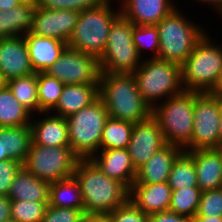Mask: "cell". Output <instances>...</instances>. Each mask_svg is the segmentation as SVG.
Instances as JSON below:
<instances>
[{
  "mask_svg": "<svg viewBox=\"0 0 222 222\" xmlns=\"http://www.w3.org/2000/svg\"><path fill=\"white\" fill-rule=\"evenodd\" d=\"M48 201L11 200V219L16 222H41Z\"/></svg>",
  "mask_w": 222,
  "mask_h": 222,
  "instance_id": "e575fe53",
  "label": "cell"
},
{
  "mask_svg": "<svg viewBox=\"0 0 222 222\" xmlns=\"http://www.w3.org/2000/svg\"><path fill=\"white\" fill-rule=\"evenodd\" d=\"M4 83H5V82L3 81L2 76H1V74H0V87L3 86Z\"/></svg>",
  "mask_w": 222,
  "mask_h": 222,
  "instance_id": "f907efd6",
  "label": "cell"
},
{
  "mask_svg": "<svg viewBox=\"0 0 222 222\" xmlns=\"http://www.w3.org/2000/svg\"><path fill=\"white\" fill-rule=\"evenodd\" d=\"M109 214L113 222H148V215L143 213L130 200Z\"/></svg>",
  "mask_w": 222,
  "mask_h": 222,
  "instance_id": "f35d334b",
  "label": "cell"
},
{
  "mask_svg": "<svg viewBox=\"0 0 222 222\" xmlns=\"http://www.w3.org/2000/svg\"><path fill=\"white\" fill-rule=\"evenodd\" d=\"M64 84L45 72H37V92L40 113L51 112L57 105Z\"/></svg>",
  "mask_w": 222,
  "mask_h": 222,
  "instance_id": "1f68e13d",
  "label": "cell"
},
{
  "mask_svg": "<svg viewBox=\"0 0 222 222\" xmlns=\"http://www.w3.org/2000/svg\"><path fill=\"white\" fill-rule=\"evenodd\" d=\"M192 222H222V216H194Z\"/></svg>",
  "mask_w": 222,
  "mask_h": 222,
  "instance_id": "bcb514c9",
  "label": "cell"
},
{
  "mask_svg": "<svg viewBox=\"0 0 222 222\" xmlns=\"http://www.w3.org/2000/svg\"><path fill=\"white\" fill-rule=\"evenodd\" d=\"M84 213H110L129 200V189L120 181L108 177L91 159H79L75 169Z\"/></svg>",
  "mask_w": 222,
  "mask_h": 222,
  "instance_id": "6da1fadb",
  "label": "cell"
},
{
  "mask_svg": "<svg viewBox=\"0 0 222 222\" xmlns=\"http://www.w3.org/2000/svg\"><path fill=\"white\" fill-rule=\"evenodd\" d=\"M11 200L8 196H0V222L11 219Z\"/></svg>",
  "mask_w": 222,
  "mask_h": 222,
  "instance_id": "b9f144b4",
  "label": "cell"
},
{
  "mask_svg": "<svg viewBox=\"0 0 222 222\" xmlns=\"http://www.w3.org/2000/svg\"><path fill=\"white\" fill-rule=\"evenodd\" d=\"M195 216H222V187L201 193Z\"/></svg>",
  "mask_w": 222,
  "mask_h": 222,
  "instance_id": "8d00e7d4",
  "label": "cell"
},
{
  "mask_svg": "<svg viewBox=\"0 0 222 222\" xmlns=\"http://www.w3.org/2000/svg\"><path fill=\"white\" fill-rule=\"evenodd\" d=\"M121 15L134 25H157L176 7L174 0H119Z\"/></svg>",
  "mask_w": 222,
  "mask_h": 222,
  "instance_id": "2e32d148",
  "label": "cell"
},
{
  "mask_svg": "<svg viewBox=\"0 0 222 222\" xmlns=\"http://www.w3.org/2000/svg\"><path fill=\"white\" fill-rule=\"evenodd\" d=\"M80 12L76 10H47L36 5L30 33L68 42Z\"/></svg>",
  "mask_w": 222,
  "mask_h": 222,
  "instance_id": "4fadbf2b",
  "label": "cell"
},
{
  "mask_svg": "<svg viewBox=\"0 0 222 222\" xmlns=\"http://www.w3.org/2000/svg\"><path fill=\"white\" fill-rule=\"evenodd\" d=\"M38 115L31 118L32 142L49 147H70L66 118L51 112Z\"/></svg>",
  "mask_w": 222,
  "mask_h": 222,
  "instance_id": "e0dca14e",
  "label": "cell"
},
{
  "mask_svg": "<svg viewBox=\"0 0 222 222\" xmlns=\"http://www.w3.org/2000/svg\"><path fill=\"white\" fill-rule=\"evenodd\" d=\"M183 12L176 7L156 25L159 36L158 59L174 62L180 66L207 32L205 26L197 24L195 19L191 20Z\"/></svg>",
  "mask_w": 222,
  "mask_h": 222,
  "instance_id": "3957f363",
  "label": "cell"
},
{
  "mask_svg": "<svg viewBox=\"0 0 222 222\" xmlns=\"http://www.w3.org/2000/svg\"><path fill=\"white\" fill-rule=\"evenodd\" d=\"M34 72H45L61 56L68 46L66 42L52 37H42L30 32L23 35Z\"/></svg>",
  "mask_w": 222,
  "mask_h": 222,
  "instance_id": "7402d4cb",
  "label": "cell"
},
{
  "mask_svg": "<svg viewBox=\"0 0 222 222\" xmlns=\"http://www.w3.org/2000/svg\"><path fill=\"white\" fill-rule=\"evenodd\" d=\"M113 3H117V7ZM120 15L119 3L114 1H106L99 7L81 11L67 42L68 47L99 60L106 47L111 25Z\"/></svg>",
  "mask_w": 222,
  "mask_h": 222,
  "instance_id": "5b68a950",
  "label": "cell"
},
{
  "mask_svg": "<svg viewBox=\"0 0 222 222\" xmlns=\"http://www.w3.org/2000/svg\"><path fill=\"white\" fill-rule=\"evenodd\" d=\"M10 159L8 153H4V145H3V127H0V161Z\"/></svg>",
  "mask_w": 222,
  "mask_h": 222,
  "instance_id": "7dc6e473",
  "label": "cell"
},
{
  "mask_svg": "<svg viewBox=\"0 0 222 222\" xmlns=\"http://www.w3.org/2000/svg\"><path fill=\"white\" fill-rule=\"evenodd\" d=\"M134 123L109 117L102 131L100 150L128 147Z\"/></svg>",
  "mask_w": 222,
  "mask_h": 222,
  "instance_id": "f546056e",
  "label": "cell"
},
{
  "mask_svg": "<svg viewBox=\"0 0 222 222\" xmlns=\"http://www.w3.org/2000/svg\"><path fill=\"white\" fill-rule=\"evenodd\" d=\"M50 183L35 177L22 167L10 186V200L49 201Z\"/></svg>",
  "mask_w": 222,
  "mask_h": 222,
  "instance_id": "d4e9b609",
  "label": "cell"
},
{
  "mask_svg": "<svg viewBox=\"0 0 222 222\" xmlns=\"http://www.w3.org/2000/svg\"><path fill=\"white\" fill-rule=\"evenodd\" d=\"M133 76L143 99L154 107L169 97L183 92L181 66L158 58H146Z\"/></svg>",
  "mask_w": 222,
  "mask_h": 222,
  "instance_id": "8992f818",
  "label": "cell"
},
{
  "mask_svg": "<svg viewBox=\"0 0 222 222\" xmlns=\"http://www.w3.org/2000/svg\"><path fill=\"white\" fill-rule=\"evenodd\" d=\"M166 144L163 132L152 116L134 124L127 150L135 169L145 164Z\"/></svg>",
  "mask_w": 222,
  "mask_h": 222,
  "instance_id": "5bb4252c",
  "label": "cell"
},
{
  "mask_svg": "<svg viewBox=\"0 0 222 222\" xmlns=\"http://www.w3.org/2000/svg\"><path fill=\"white\" fill-rule=\"evenodd\" d=\"M193 2H197L202 6L205 5V7L207 6L208 8H211L213 10L215 9V14H218V17L219 15H221L220 19L222 18V0H194Z\"/></svg>",
  "mask_w": 222,
  "mask_h": 222,
  "instance_id": "7bdbcfd3",
  "label": "cell"
},
{
  "mask_svg": "<svg viewBox=\"0 0 222 222\" xmlns=\"http://www.w3.org/2000/svg\"><path fill=\"white\" fill-rule=\"evenodd\" d=\"M221 103L217 94L194 91L193 132L184 151L219 148Z\"/></svg>",
  "mask_w": 222,
  "mask_h": 222,
  "instance_id": "8fae6325",
  "label": "cell"
},
{
  "mask_svg": "<svg viewBox=\"0 0 222 222\" xmlns=\"http://www.w3.org/2000/svg\"><path fill=\"white\" fill-rule=\"evenodd\" d=\"M134 24L120 15L111 25L106 47L99 58L101 72L133 74L142 58L133 44Z\"/></svg>",
  "mask_w": 222,
  "mask_h": 222,
  "instance_id": "9c48e42d",
  "label": "cell"
},
{
  "mask_svg": "<svg viewBox=\"0 0 222 222\" xmlns=\"http://www.w3.org/2000/svg\"><path fill=\"white\" fill-rule=\"evenodd\" d=\"M201 193L199 187L173 190L168 210L192 219L198 211Z\"/></svg>",
  "mask_w": 222,
  "mask_h": 222,
  "instance_id": "d6a6232c",
  "label": "cell"
},
{
  "mask_svg": "<svg viewBox=\"0 0 222 222\" xmlns=\"http://www.w3.org/2000/svg\"><path fill=\"white\" fill-rule=\"evenodd\" d=\"M218 96H219V98H220L221 101H222V92H221Z\"/></svg>",
  "mask_w": 222,
  "mask_h": 222,
  "instance_id": "f5cc1de1",
  "label": "cell"
},
{
  "mask_svg": "<svg viewBox=\"0 0 222 222\" xmlns=\"http://www.w3.org/2000/svg\"><path fill=\"white\" fill-rule=\"evenodd\" d=\"M87 222H113L109 213L91 214L86 216Z\"/></svg>",
  "mask_w": 222,
  "mask_h": 222,
  "instance_id": "ee69618b",
  "label": "cell"
},
{
  "mask_svg": "<svg viewBox=\"0 0 222 222\" xmlns=\"http://www.w3.org/2000/svg\"><path fill=\"white\" fill-rule=\"evenodd\" d=\"M148 222H192V220L189 217L167 210L149 215Z\"/></svg>",
  "mask_w": 222,
  "mask_h": 222,
  "instance_id": "60d3db41",
  "label": "cell"
},
{
  "mask_svg": "<svg viewBox=\"0 0 222 222\" xmlns=\"http://www.w3.org/2000/svg\"><path fill=\"white\" fill-rule=\"evenodd\" d=\"M194 91H183L152 108V117L161 128L166 143L183 148L193 132Z\"/></svg>",
  "mask_w": 222,
  "mask_h": 222,
  "instance_id": "ba28073f",
  "label": "cell"
},
{
  "mask_svg": "<svg viewBox=\"0 0 222 222\" xmlns=\"http://www.w3.org/2000/svg\"><path fill=\"white\" fill-rule=\"evenodd\" d=\"M22 167L23 164L12 159L0 161V196H8L15 175Z\"/></svg>",
  "mask_w": 222,
  "mask_h": 222,
  "instance_id": "ab89813d",
  "label": "cell"
},
{
  "mask_svg": "<svg viewBox=\"0 0 222 222\" xmlns=\"http://www.w3.org/2000/svg\"><path fill=\"white\" fill-rule=\"evenodd\" d=\"M222 146V103H221V116L219 121V147Z\"/></svg>",
  "mask_w": 222,
  "mask_h": 222,
  "instance_id": "681fc988",
  "label": "cell"
},
{
  "mask_svg": "<svg viewBox=\"0 0 222 222\" xmlns=\"http://www.w3.org/2000/svg\"><path fill=\"white\" fill-rule=\"evenodd\" d=\"M45 73L66 84H99V60L92 55L66 47Z\"/></svg>",
  "mask_w": 222,
  "mask_h": 222,
  "instance_id": "7c38bea8",
  "label": "cell"
},
{
  "mask_svg": "<svg viewBox=\"0 0 222 222\" xmlns=\"http://www.w3.org/2000/svg\"><path fill=\"white\" fill-rule=\"evenodd\" d=\"M222 92V69L220 71L219 78L217 80L215 88L211 91V93L219 95Z\"/></svg>",
  "mask_w": 222,
  "mask_h": 222,
  "instance_id": "c3c4849f",
  "label": "cell"
},
{
  "mask_svg": "<svg viewBox=\"0 0 222 222\" xmlns=\"http://www.w3.org/2000/svg\"><path fill=\"white\" fill-rule=\"evenodd\" d=\"M35 73L24 36L0 38V74L4 82Z\"/></svg>",
  "mask_w": 222,
  "mask_h": 222,
  "instance_id": "9a60e30c",
  "label": "cell"
},
{
  "mask_svg": "<svg viewBox=\"0 0 222 222\" xmlns=\"http://www.w3.org/2000/svg\"><path fill=\"white\" fill-rule=\"evenodd\" d=\"M108 177L123 183L128 189L135 182V169L127 148L99 150L90 158Z\"/></svg>",
  "mask_w": 222,
  "mask_h": 222,
  "instance_id": "ac0fdd59",
  "label": "cell"
},
{
  "mask_svg": "<svg viewBox=\"0 0 222 222\" xmlns=\"http://www.w3.org/2000/svg\"><path fill=\"white\" fill-rule=\"evenodd\" d=\"M215 41L207 31L181 65L184 91L211 92L215 88L222 69V44Z\"/></svg>",
  "mask_w": 222,
  "mask_h": 222,
  "instance_id": "277c9868",
  "label": "cell"
},
{
  "mask_svg": "<svg viewBox=\"0 0 222 222\" xmlns=\"http://www.w3.org/2000/svg\"><path fill=\"white\" fill-rule=\"evenodd\" d=\"M132 39L138 54L143 60L146 58H158L159 36L156 25H134ZM148 50L152 55L148 54V57H146Z\"/></svg>",
  "mask_w": 222,
  "mask_h": 222,
  "instance_id": "836d02e7",
  "label": "cell"
},
{
  "mask_svg": "<svg viewBox=\"0 0 222 222\" xmlns=\"http://www.w3.org/2000/svg\"><path fill=\"white\" fill-rule=\"evenodd\" d=\"M107 0H36V5L47 10L83 11L101 6Z\"/></svg>",
  "mask_w": 222,
  "mask_h": 222,
  "instance_id": "d590c367",
  "label": "cell"
},
{
  "mask_svg": "<svg viewBox=\"0 0 222 222\" xmlns=\"http://www.w3.org/2000/svg\"><path fill=\"white\" fill-rule=\"evenodd\" d=\"M32 142L30 125L3 127L4 153L10 159L24 164Z\"/></svg>",
  "mask_w": 222,
  "mask_h": 222,
  "instance_id": "4316f807",
  "label": "cell"
},
{
  "mask_svg": "<svg viewBox=\"0 0 222 222\" xmlns=\"http://www.w3.org/2000/svg\"><path fill=\"white\" fill-rule=\"evenodd\" d=\"M85 217L84 209L47 206L41 222H82Z\"/></svg>",
  "mask_w": 222,
  "mask_h": 222,
  "instance_id": "74e56055",
  "label": "cell"
},
{
  "mask_svg": "<svg viewBox=\"0 0 222 222\" xmlns=\"http://www.w3.org/2000/svg\"><path fill=\"white\" fill-rule=\"evenodd\" d=\"M48 206L84 209L80 185L74 176L50 184Z\"/></svg>",
  "mask_w": 222,
  "mask_h": 222,
  "instance_id": "484cf974",
  "label": "cell"
},
{
  "mask_svg": "<svg viewBox=\"0 0 222 222\" xmlns=\"http://www.w3.org/2000/svg\"><path fill=\"white\" fill-rule=\"evenodd\" d=\"M195 163L197 184L207 191L222 187V152L220 148L187 151Z\"/></svg>",
  "mask_w": 222,
  "mask_h": 222,
  "instance_id": "44dd1931",
  "label": "cell"
},
{
  "mask_svg": "<svg viewBox=\"0 0 222 222\" xmlns=\"http://www.w3.org/2000/svg\"><path fill=\"white\" fill-rule=\"evenodd\" d=\"M172 191L168 182L133 184L129 189V200L149 216L169 209Z\"/></svg>",
  "mask_w": 222,
  "mask_h": 222,
  "instance_id": "ffe728a7",
  "label": "cell"
},
{
  "mask_svg": "<svg viewBox=\"0 0 222 222\" xmlns=\"http://www.w3.org/2000/svg\"><path fill=\"white\" fill-rule=\"evenodd\" d=\"M32 115L4 84L0 87V127L30 125Z\"/></svg>",
  "mask_w": 222,
  "mask_h": 222,
  "instance_id": "f1b7e54d",
  "label": "cell"
},
{
  "mask_svg": "<svg viewBox=\"0 0 222 222\" xmlns=\"http://www.w3.org/2000/svg\"><path fill=\"white\" fill-rule=\"evenodd\" d=\"M168 184L172 190L185 187H198L193 157L182 151L174 160L169 174Z\"/></svg>",
  "mask_w": 222,
  "mask_h": 222,
  "instance_id": "4dcf8cb0",
  "label": "cell"
},
{
  "mask_svg": "<svg viewBox=\"0 0 222 222\" xmlns=\"http://www.w3.org/2000/svg\"><path fill=\"white\" fill-rule=\"evenodd\" d=\"M24 0H0V10L12 9L20 5Z\"/></svg>",
  "mask_w": 222,
  "mask_h": 222,
  "instance_id": "f6af8a7d",
  "label": "cell"
},
{
  "mask_svg": "<svg viewBox=\"0 0 222 222\" xmlns=\"http://www.w3.org/2000/svg\"><path fill=\"white\" fill-rule=\"evenodd\" d=\"M99 97L114 119L136 124L152 116V107L140 95L133 74L101 72Z\"/></svg>",
  "mask_w": 222,
  "mask_h": 222,
  "instance_id": "7a4b0ae2",
  "label": "cell"
},
{
  "mask_svg": "<svg viewBox=\"0 0 222 222\" xmlns=\"http://www.w3.org/2000/svg\"><path fill=\"white\" fill-rule=\"evenodd\" d=\"M4 84L32 116L40 113L37 92V72L27 76L9 79Z\"/></svg>",
  "mask_w": 222,
  "mask_h": 222,
  "instance_id": "83f0119b",
  "label": "cell"
},
{
  "mask_svg": "<svg viewBox=\"0 0 222 222\" xmlns=\"http://www.w3.org/2000/svg\"><path fill=\"white\" fill-rule=\"evenodd\" d=\"M183 148L167 143L137 169L134 184H157L168 182L169 174L176 157Z\"/></svg>",
  "mask_w": 222,
  "mask_h": 222,
  "instance_id": "d6986e66",
  "label": "cell"
},
{
  "mask_svg": "<svg viewBox=\"0 0 222 222\" xmlns=\"http://www.w3.org/2000/svg\"><path fill=\"white\" fill-rule=\"evenodd\" d=\"M36 0H24L20 5L0 10V38L23 36L30 32Z\"/></svg>",
  "mask_w": 222,
  "mask_h": 222,
  "instance_id": "cb8c5ba5",
  "label": "cell"
},
{
  "mask_svg": "<svg viewBox=\"0 0 222 222\" xmlns=\"http://www.w3.org/2000/svg\"><path fill=\"white\" fill-rule=\"evenodd\" d=\"M3 222H16V221H14V220H12V219H9V220L3 221Z\"/></svg>",
  "mask_w": 222,
  "mask_h": 222,
  "instance_id": "816d5d0a",
  "label": "cell"
},
{
  "mask_svg": "<svg viewBox=\"0 0 222 222\" xmlns=\"http://www.w3.org/2000/svg\"><path fill=\"white\" fill-rule=\"evenodd\" d=\"M108 118V111L100 97L66 117L69 144L79 159H90L100 150L102 131Z\"/></svg>",
  "mask_w": 222,
  "mask_h": 222,
  "instance_id": "52a82bcc",
  "label": "cell"
},
{
  "mask_svg": "<svg viewBox=\"0 0 222 222\" xmlns=\"http://www.w3.org/2000/svg\"><path fill=\"white\" fill-rule=\"evenodd\" d=\"M78 160L71 147H49L31 142L23 167L51 184L72 177Z\"/></svg>",
  "mask_w": 222,
  "mask_h": 222,
  "instance_id": "30bf717a",
  "label": "cell"
},
{
  "mask_svg": "<svg viewBox=\"0 0 222 222\" xmlns=\"http://www.w3.org/2000/svg\"><path fill=\"white\" fill-rule=\"evenodd\" d=\"M99 97V84H66L56 107L51 113L68 117Z\"/></svg>",
  "mask_w": 222,
  "mask_h": 222,
  "instance_id": "603a6c76",
  "label": "cell"
}]
</instances>
